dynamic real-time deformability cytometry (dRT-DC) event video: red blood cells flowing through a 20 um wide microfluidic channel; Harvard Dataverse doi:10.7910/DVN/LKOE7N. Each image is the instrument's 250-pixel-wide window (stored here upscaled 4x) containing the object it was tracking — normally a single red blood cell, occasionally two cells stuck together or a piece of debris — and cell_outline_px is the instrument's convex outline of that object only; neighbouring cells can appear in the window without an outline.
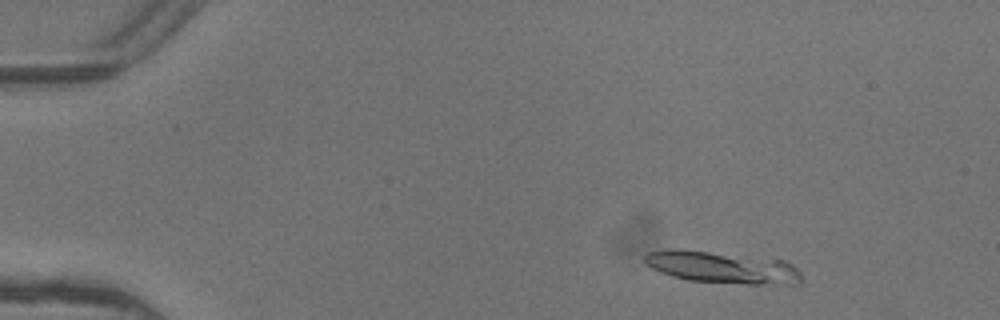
{"species": "common noctule bat (a hibernating species)", "species_latin": "Nyctalus noctula", "temperature_condition": "warm", "stored_images_in_passage": 4, "camera_frame_rate_fps": 3000, "um_per_image_px": 0.085, "animal": {"sex": "female"}, "frame": {"image": 1, "passage_image": 1, "time_ms": 0.0, "image_size_px": [1000, 320], "cell_outline_px": [[800, 284], [744, 284], [688, 280], [672, 276], [660, 272], [652, 268], [644, 260], [644, 256], [648, 252], [668, 248], [676, 248], [784, 260], [792, 264], [800, 272]], "centroid_in_image_um": [61.38, 22.72], "position_along_channel_um": 23.6, "area_um2": 29.13}}